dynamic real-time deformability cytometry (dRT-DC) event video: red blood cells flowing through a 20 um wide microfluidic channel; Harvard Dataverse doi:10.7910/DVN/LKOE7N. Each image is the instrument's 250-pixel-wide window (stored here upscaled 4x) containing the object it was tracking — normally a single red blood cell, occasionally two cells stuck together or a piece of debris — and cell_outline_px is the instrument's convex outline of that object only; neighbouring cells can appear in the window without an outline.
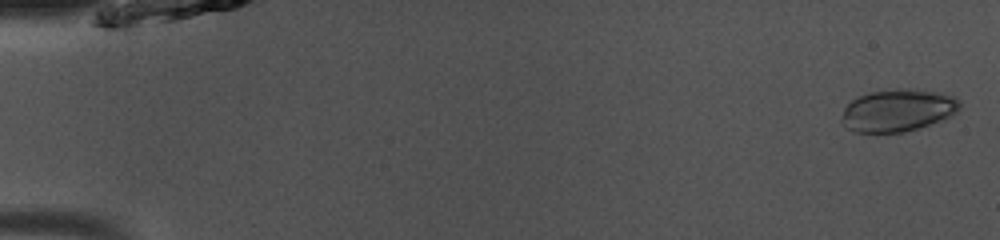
{"species": "common noctule bat (a hibernating species)", "species_latin": "Nyctalus noctula", "temperature_condition": "room temperature", "stored_images_in_passage": 50, "camera_frame_rate_fps": 3000, "um_per_image_px": 0.085, "animal": {"sex": "male", "body_mass_g": 13.0, "forearm_length_mm": 53.1}, "frame": {"image": 1, "passage_image": 2, "time_ms": 0.333, "image_size_px": [1000, 240], "cell_outline_px": [[960, 108], [952, 116], [904, 132], [856, 132], [840, 124], [840, 120], [844, 108], [852, 100], [860, 96], [872, 92], [896, 88], [912, 88], [940, 92], [952, 96], [960, 100]], "centroid_in_image_um": [76.31, 9.37], "position_along_channel_um": 8.7, "area_um2": 29.13}}
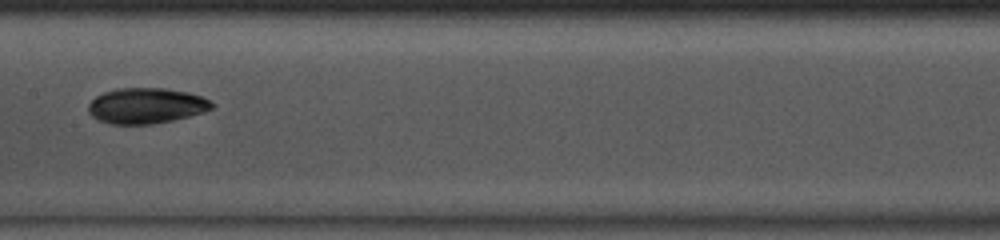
{"frame": {"image": 2, "passage_image": 26, "time_ms": 8.333, "image_size_px": [1000, 240], "cell_outline_px": [[216, 104], [212, 108], [204, 112], [172, 120], [152, 124], [112, 124], [100, 120], [92, 116], [88, 112], [88, 104], [96, 96], [104, 92], [120, 88], [168, 88], [188, 92], [200, 96]], "centroid_in_image_um": [12.43, 8.98], "position_along_channel_um": 195.0, "area_um2": 25.55}}
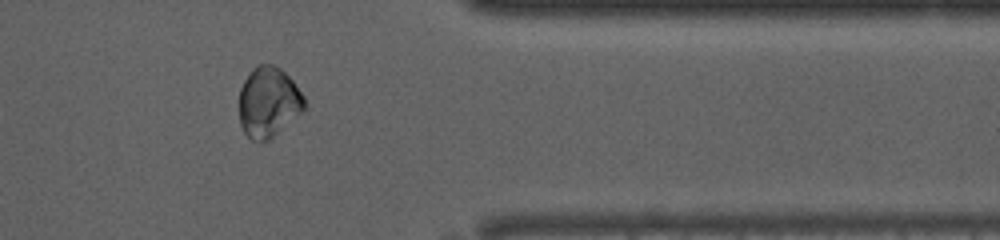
{"frame": {"image": 3, "passage_image": 41, "time_ms": 13.333, "image_size_px": [1000, 240], "cell_outline_px": [[304, 108], [300, 112], [268, 140], [252, 140], [244, 132], [240, 124], [240, 88], [244, 80], [252, 68], [256, 64], [272, 64], [280, 68], [292, 80], [304, 96]], "centroid_in_image_um": [22.79, 8.64], "position_along_channel_um": 388.6, "area_um2": 26.18}, "authors_computed_cell_mechanics": {"area_um2": 27.3972, "velocity_mm_per_s": 4.0855, "shape_relaxation_time_tau1_ms": 7.2082, "shape_relaxation_time_tau2_ms": 7.5753, "deformation_change_tau1": 0.1463, "deformation_change_tau2": 0.0833}}